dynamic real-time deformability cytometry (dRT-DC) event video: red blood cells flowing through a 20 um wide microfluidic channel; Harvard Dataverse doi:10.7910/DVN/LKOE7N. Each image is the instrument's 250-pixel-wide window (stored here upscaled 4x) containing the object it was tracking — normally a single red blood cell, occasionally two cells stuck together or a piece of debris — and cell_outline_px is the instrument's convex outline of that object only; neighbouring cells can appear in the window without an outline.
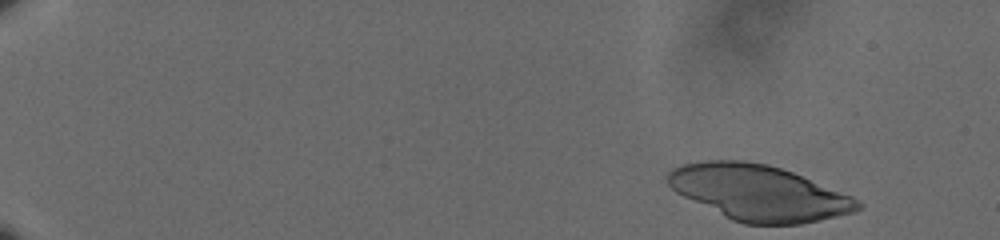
{"species": "human", "species_latin": "Homo sapiens", "temperature_condition": "cold", "stored_images_in_passage": 53, "segment_of_instrument_passage": [1, 2], "camera_frame_rate_fps": 3000, "um_per_image_px": 0.085, "donor": {"sex": "male"}, "frame": {"image": 1, "passage_image": 1, "time_ms": 0.0, "image_size_px": [1000, 240], "cell_outline_px": [[864, 204], [856, 212], [820, 220], [800, 224], [744, 224], [732, 220], [676, 192], [668, 184], [668, 172], [672, 168], [684, 164], [704, 160], [744, 160], [768, 164], [792, 172], [852, 196]], "centroid_in_image_um": [64.51, 16.38], "position_along_channel_um": 20.5, "area_um2": 61.09}}